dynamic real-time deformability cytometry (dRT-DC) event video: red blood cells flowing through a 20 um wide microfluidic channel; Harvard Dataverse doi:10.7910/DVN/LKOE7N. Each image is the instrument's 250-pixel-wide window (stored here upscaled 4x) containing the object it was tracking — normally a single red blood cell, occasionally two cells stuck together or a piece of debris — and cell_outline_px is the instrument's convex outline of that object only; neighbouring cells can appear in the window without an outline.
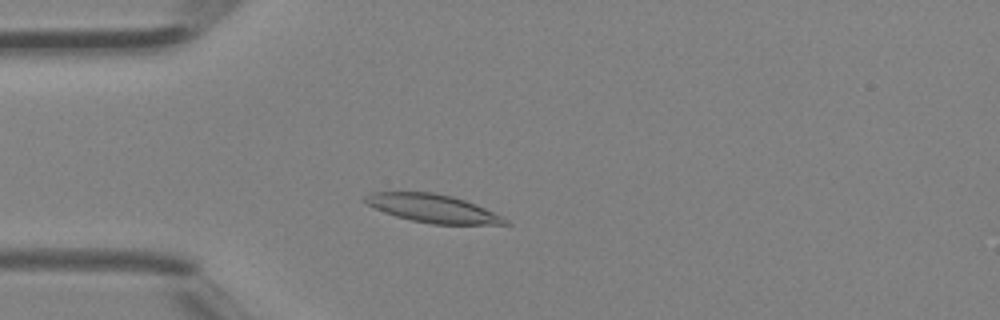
{"species": "Egyptian fruit bat (a non-hibernating species)", "species_latin": "Rousettus aegyptiacus", "temperature_condition": "room temperature", "stored_images_in_passage": 37, "camera_frame_rate_fps": 3000, "um_per_image_px": 0.085, "animal": {"sex": "female"}, "frame": {"image": 1, "passage_image": 7, "time_ms": 2.0, "image_size_px": [1000, 320], "cell_outline_px": [[512, 224], [432, 224], [412, 220], [396, 216], [384, 212], [368, 204], [364, 200], [364, 196], [372, 192], [432, 192], [452, 196], [476, 204], [504, 216]], "centroid_in_image_um": [36.83, 17.71], "position_along_channel_um": 48.2, "area_um2": 22.83}}
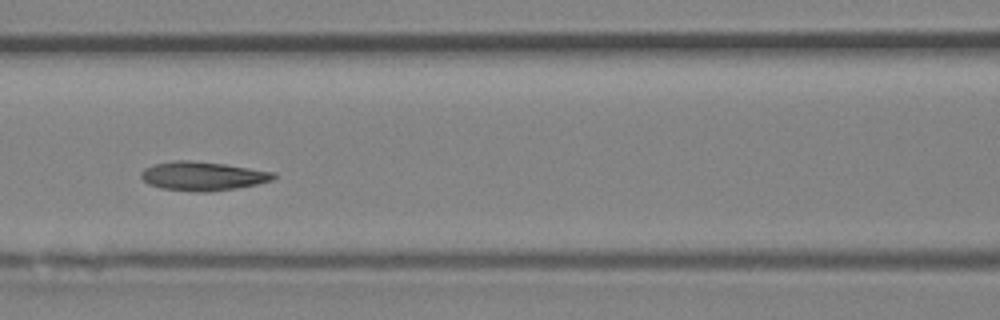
{"frame": {"image": 2, "passage_image": 14, "time_ms": 4.333, "image_size_px": [1000, 320], "cell_outline_px": [[276, 176], [272, 180], [256, 184], [236, 188], [208, 192], [196, 192], [160, 188], [148, 184], [140, 176], [140, 172], [144, 168], [152, 164], [172, 160], [188, 160], [224, 164], [276, 172]], "centroid_in_image_um": [17.19, 14.96], "position_along_channel_um": 149.4, "area_um2": 22.43}}
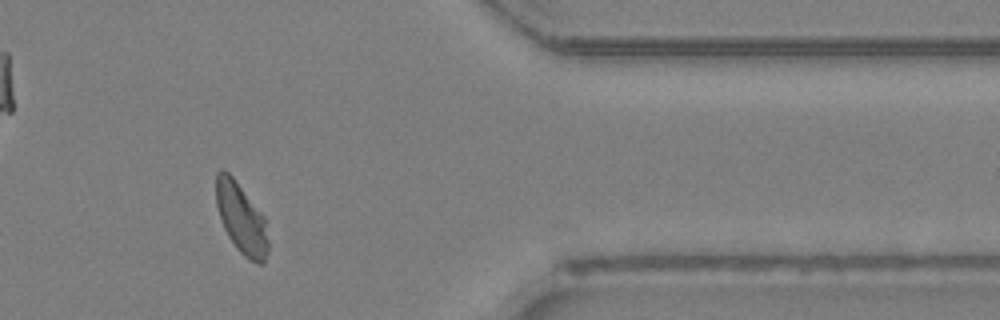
{"frame": {"image": 3, "passage_image": 30, "time_ms": 9.667, "image_size_px": [1000, 320], "cell_outline_px": [[268, 252], [264, 264], [256, 264], [248, 260], [236, 248], [228, 236], [224, 228], [216, 204], [216, 172], [220, 168], [224, 168], [232, 176], [264, 216], [268, 240]], "centroid_in_image_um": [20.51, 18.59], "position_along_channel_um": 390.9, "area_um2": 21.44}}